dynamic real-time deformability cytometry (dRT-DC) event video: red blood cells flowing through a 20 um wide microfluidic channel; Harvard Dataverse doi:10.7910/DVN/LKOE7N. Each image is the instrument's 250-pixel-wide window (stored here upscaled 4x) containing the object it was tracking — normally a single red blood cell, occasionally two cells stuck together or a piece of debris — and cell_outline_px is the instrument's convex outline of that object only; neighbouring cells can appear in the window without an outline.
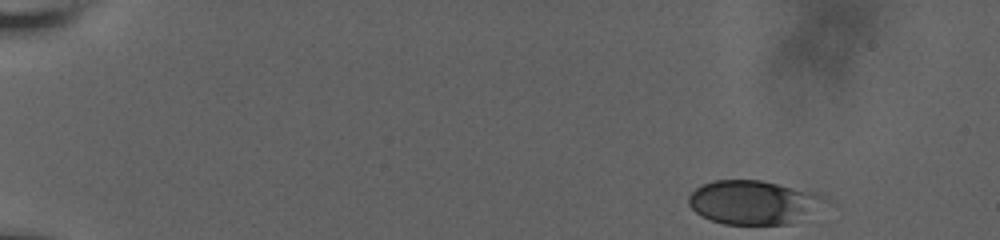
{"species": "human", "species_latin": "Homo sapiens", "temperature_condition": "room temperature", "stored_images_in_passage": 36, "camera_frame_rate_fps": 3000, "um_per_image_px": 0.085, "donor": {"sex": "male"}, "frame": {"image": 1, "passage_image": 1, "time_ms": 0.0, "image_size_px": [1000, 240], "cell_outline_px": [[828, 200], [792, 224], [724, 224], [712, 220], [696, 212], [688, 204], [688, 196], [696, 188], [712, 180], [760, 180], [816, 192], [824, 196]], "centroid_in_image_um": [64.01, 17.18], "position_along_channel_um": 21.0, "area_um2": 34.45}}
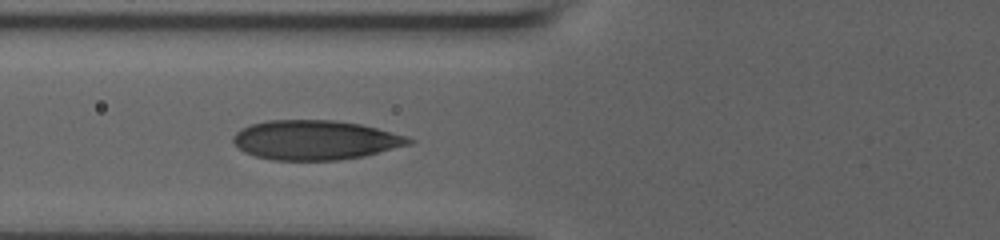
{"frame": {"image": 2, "passage_image": 25, "time_ms": 6.0, "image_size_px": [1000, 240], "cell_outline_px": [[416, 140], [412, 144], [364, 156], [340, 160], [272, 160], [256, 156], [244, 152], [232, 140], [232, 136], [236, 132], [252, 124], [268, 120], [332, 120], [360, 124], [408, 136]], "centroid_in_image_um": [26.83, 11.91], "position_along_channel_um": 99.0, "area_um2": 40.4}}
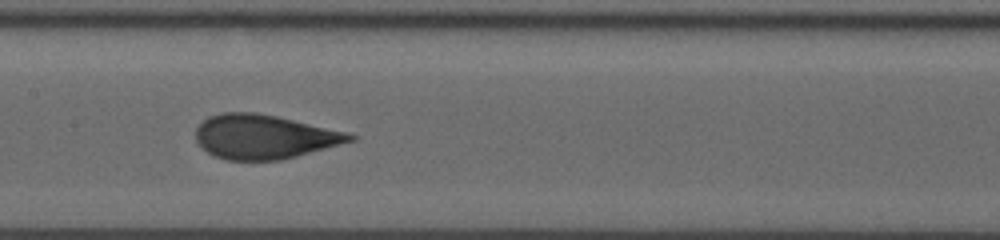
{"frame": {"image": 3, "passage_image": 35, "time_ms": 8.333, "image_size_px": [1000, 240], "cell_outline_px": [[356, 140], [296, 156], [280, 160], [224, 160], [208, 152], [196, 140], [196, 128], [208, 116], [224, 112], [256, 112], [276, 116], [348, 132], [356, 136]], "centroid_in_image_um": [22.45, 11.62], "position_along_channel_um": 184.9, "area_um2": 39.48}}